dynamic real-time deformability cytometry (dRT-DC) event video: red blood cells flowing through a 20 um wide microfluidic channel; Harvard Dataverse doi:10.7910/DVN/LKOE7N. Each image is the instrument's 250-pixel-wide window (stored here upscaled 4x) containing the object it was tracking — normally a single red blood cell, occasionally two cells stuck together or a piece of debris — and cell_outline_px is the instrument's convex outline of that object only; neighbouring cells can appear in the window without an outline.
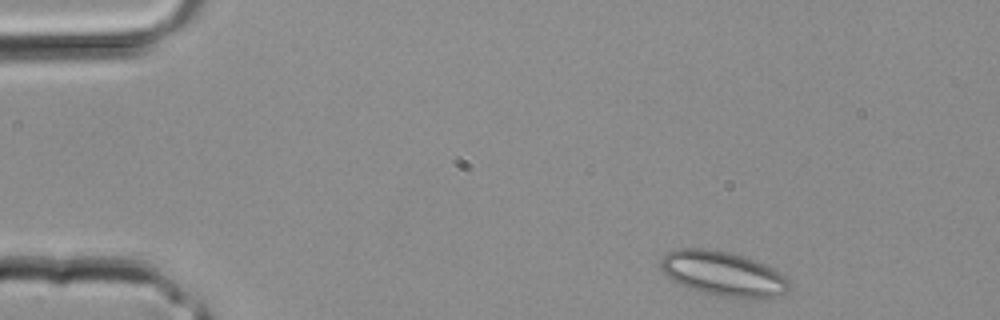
{"species": "common noctule bat (a hibernating species)", "species_latin": "Nyctalus noctula", "temperature_condition": "room temperature", "stored_images_in_passage": 2, "camera_frame_rate_fps": 3000, "um_per_image_px": 0.085, "animal": {"sex": "male", "body_mass_g": 20.4}, "frame": {"image": 1, "passage_image": 1, "time_ms": 0.0, "image_size_px": [1000, 320], "cell_outline_px": [[792, 284], [784, 292], [776, 296], [764, 300], [720, 296], [704, 292], [680, 284], [672, 280], [660, 268], [660, 260], [668, 252], [680, 248], [704, 248], [728, 252], [764, 264], [780, 272]], "centroid_in_image_um": [61.48, 23.28], "position_along_channel_um": 23.5, "area_um2": 33.18}}